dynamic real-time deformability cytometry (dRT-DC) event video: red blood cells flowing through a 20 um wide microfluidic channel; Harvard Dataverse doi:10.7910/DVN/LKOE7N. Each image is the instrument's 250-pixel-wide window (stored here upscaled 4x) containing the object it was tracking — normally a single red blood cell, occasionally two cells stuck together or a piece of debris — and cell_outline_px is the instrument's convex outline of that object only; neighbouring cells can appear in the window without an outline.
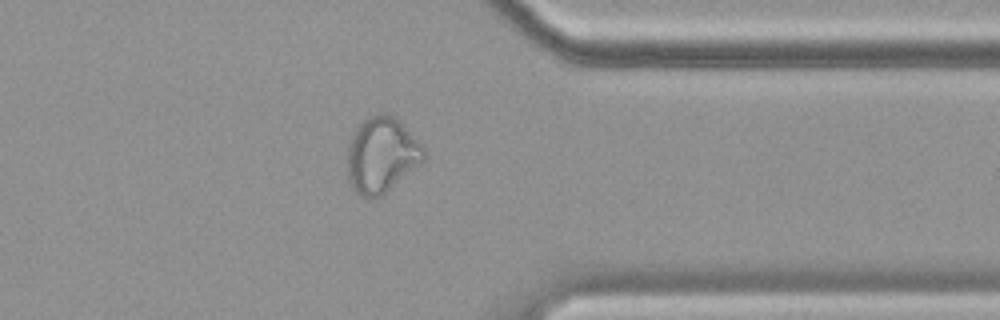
{"species": "common noctule bat (a hibernating species)", "species_latin": "Nyctalus noctula", "temperature_condition": "cold", "stored_images_in_passage": 35, "camera_frame_rate_fps": 3000, "um_per_image_px": 0.085, "animal": {"sex": "female", "body_mass_g": 19.9}, "frame": {"image": 1, "passage_image": 30, "time_ms": 9.667, "image_size_px": [1000, 320], "cell_outline_px": [[428, 156], [420, 164], [384, 196], [360, 196], [352, 188], [348, 180], [348, 148], [352, 132], [368, 116], [376, 112], [384, 112], [396, 116], [400, 120], [424, 148]], "centroid_in_image_um": [32.45, 13.15], "position_along_channel_um": 378.9, "area_um2": 34.1}, "authors_computed_cell_mechanics": {"area_um2": 27.3394, "velocity_mm_per_s": 3.4969, "shape_relaxation_time_tau1_ms": null, "shape_relaxation_time_tau2_ms": 1.455, "deformation_change_tau1": null, "deformation_change_tau2": 0.0951}}